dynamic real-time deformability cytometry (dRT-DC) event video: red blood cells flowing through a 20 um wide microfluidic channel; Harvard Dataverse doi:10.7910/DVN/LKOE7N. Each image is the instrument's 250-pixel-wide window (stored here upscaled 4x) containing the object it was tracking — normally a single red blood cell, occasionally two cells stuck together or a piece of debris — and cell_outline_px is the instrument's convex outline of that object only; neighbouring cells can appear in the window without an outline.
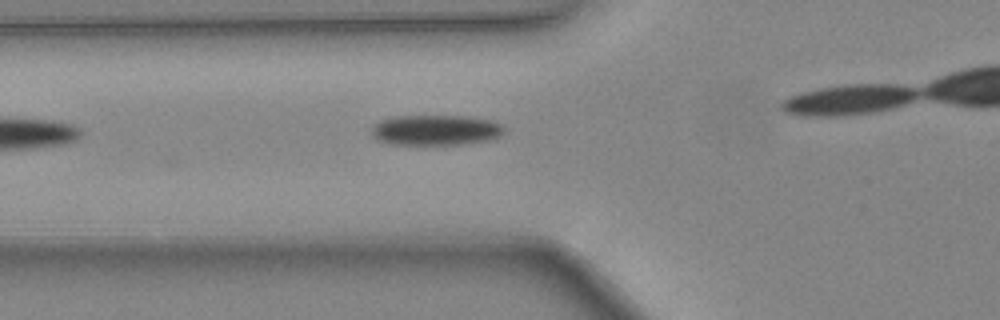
{"species": "common noctule bat (a hibernating species)", "species_latin": "Nyctalus noctula", "temperature_condition": "warm", "stored_images_in_passage": 10, "camera_frame_rate_fps": 3000, "um_per_image_px": 0.085, "animal": {"sex": "female", "body_mass_g": 24.6, "forearm_length_mm": 56.2}, "frame": {"image": 1, "passage_image": 5, "time_ms": 1.333, "image_size_px": [1000, 320], "cell_outline_px": [[504, 132], [500, 136], [492, 140], [460, 144], [388, 144], [376, 140], [372, 136], [372, 124], [380, 120], [392, 116], [464, 116], [492, 120], [500, 124], [504, 128]], "centroid_in_image_um": [37.0, 11.05], "position_along_channel_um": 88.8, "area_um2": 23.7}}